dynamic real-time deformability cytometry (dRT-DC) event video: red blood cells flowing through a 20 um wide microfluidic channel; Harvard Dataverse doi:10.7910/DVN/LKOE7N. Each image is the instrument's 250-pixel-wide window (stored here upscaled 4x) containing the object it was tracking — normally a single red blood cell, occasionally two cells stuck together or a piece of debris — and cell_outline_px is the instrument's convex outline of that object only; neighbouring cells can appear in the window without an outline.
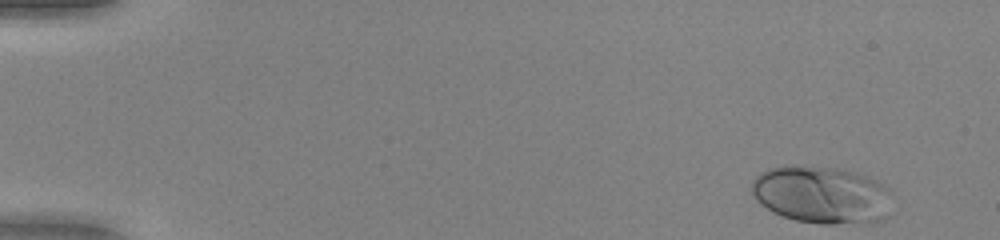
{"species": "human", "species_latin": "Homo sapiens", "temperature_condition": "warm", "stored_images_in_passage": 48, "camera_frame_rate_fps": 3000, "um_per_image_px": 0.085, "donor": {"sex": "female"}, "frame": {"image": 1, "passage_image": 1, "time_ms": 0.0, "image_size_px": [1000, 240], "cell_outline_px": [[888, 216], [884, 220], [864, 224], [820, 224], [796, 220], [772, 212], [760, 204], [756, 200], [752, 192], [752, 180], [760, 172], [768, 168], [784, 164], [804, 164], [840, 168], [856, 172], [888, 188]], "centroid_in_image_um": [69.78, 16.55], "position_along_channel_um": 15.2, "area_um2": 47.74}}
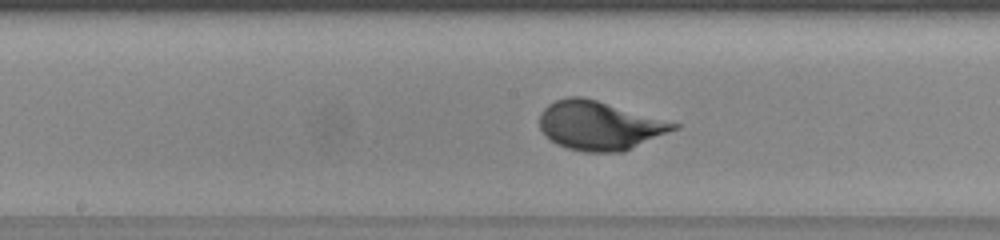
{"frame": {"image": 2, "passage_image": 25, "time_ms": 8.0, "image_size_px": [1000, 240], "cell_outline_px": [[680, 128], [624, 152], [584, 152], [568, 148], [556, 144], [540, 128], [540, 112], [548, 104], [556, 100], [568, 96], [580, 96], [596, 100], [680, 124]], "centroid_in_image_um": [50.97, 10.68], "position_along_channel_um": 197.2, "area_um2": 38.03}}
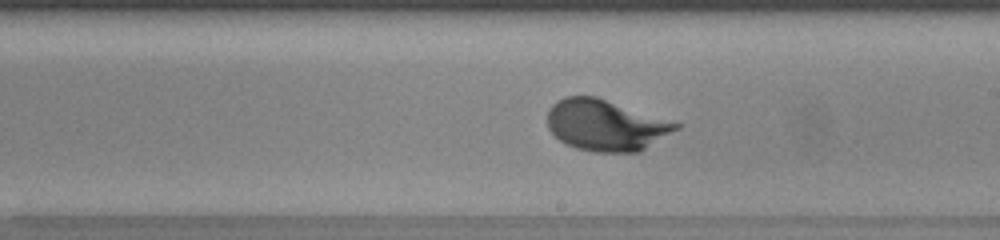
{"frame": {"image": 3, "passage_image": 28, "time_ms": 9.0, "image_size_px": [1000, 240], "cell_outline_px": [[684, 124], [680, 128], [640, 152], [596, 152], [576, 148], [560, 140], [548, 128], [548, 108], [556, 100], [564, 96], [596, 96]], "centroid_in_image_um": [51.52, 10.63], "position_along_channel_um": 237.5, "area_um2": 38.55}, "authors_computed_cell_mechanics": {"area_um2": 38.148, "velocity_mm_per_s": 4.0488, "shape_relaxation_time_tau1_ms": 2.5685, "shape_relaxation_time_tau2_ms": null, "deformation_change_tau1": 0.1708, "deformation_change_tau2": null}}